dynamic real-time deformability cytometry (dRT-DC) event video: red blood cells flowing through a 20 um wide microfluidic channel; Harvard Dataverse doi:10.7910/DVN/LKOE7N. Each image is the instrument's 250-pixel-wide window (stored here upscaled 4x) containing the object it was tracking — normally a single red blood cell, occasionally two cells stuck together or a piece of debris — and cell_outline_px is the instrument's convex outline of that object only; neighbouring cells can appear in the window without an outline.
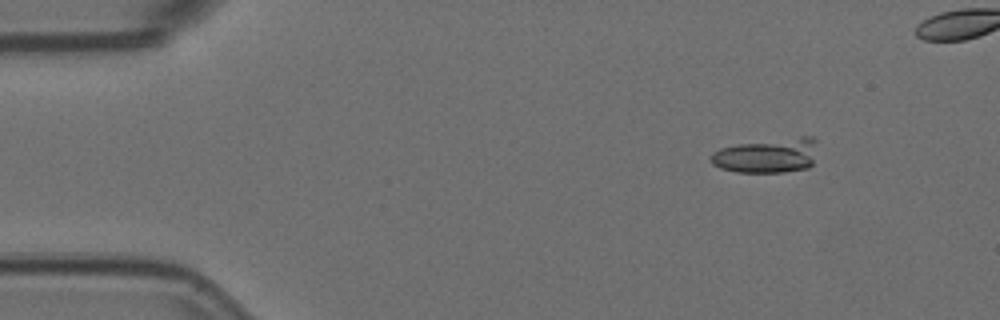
{"species": "Egyptian fruit bat (a non-hibernating species)", "species_latin": "Rousettus aegyptiacus", "temperature_condition": "room temperature", "stored_images_in_passage": 8, "camera_frame_rate_fps": 3000, "um_per_image_px": 0.085, "animal": {"sex": "female"}, "frame": {"image": 1, "passage_image": 2, "time_ms": 0.333, "image_size_px": [1000, 320], "cell_outline_px": [[816, 140], [812, 164], [808, 168], [784, 172], [736, 172], [720, 168], [712, 164], [712, 152], [720, 148], [740, 144], [800, 136], [812, 136]], "centroid_in_image_um": [65.22, 13.22], "position_along_channel_um": 19.8, "area_um2": 21.33}}